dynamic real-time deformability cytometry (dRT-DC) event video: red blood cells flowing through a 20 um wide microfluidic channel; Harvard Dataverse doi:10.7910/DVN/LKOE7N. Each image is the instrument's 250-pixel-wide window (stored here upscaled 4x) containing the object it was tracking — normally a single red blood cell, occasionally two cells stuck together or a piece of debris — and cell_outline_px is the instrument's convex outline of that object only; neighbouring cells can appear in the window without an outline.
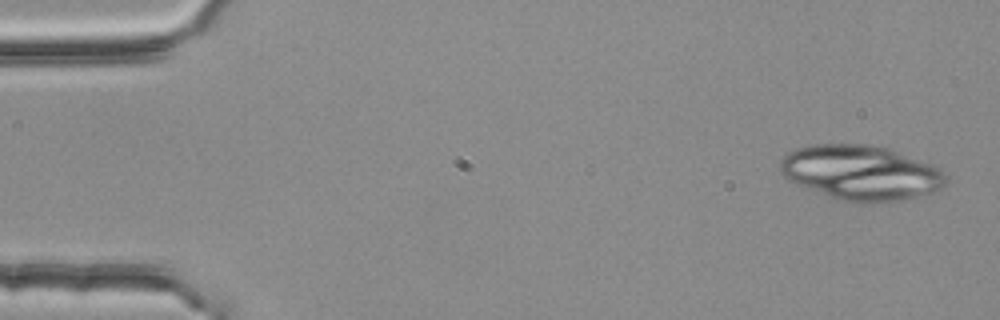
{"species": "common noctule bat (a hibernating species)", "species_latin": "Nyctalus noctula", "temperature_condition": "room temperature", "stored_images_in_passage": 4, "camera_frame_rate_fps": 3000, "um_per_image_px": 0.085, "animal": {"sex": "female", "body_mass_g": 25.1}, "frame": {"image": 1, "passage_image": 1, "time_ms": 0.0, "image_size_px": [1000, 320], "cell_outline_px": [[948, 184], [932, 192], [888, 204], [836, 200], [796, 184], [788, 180], [780, 172], [780, 160], [788, 152], [796, 148], [816, 144], [884, 144], [928, 164], [936, 168], [948, 176]], "centroid_in_image_um": [73.18, 14.68], "position_along_channel_um": 11.8, "area_um2": 53.75}}